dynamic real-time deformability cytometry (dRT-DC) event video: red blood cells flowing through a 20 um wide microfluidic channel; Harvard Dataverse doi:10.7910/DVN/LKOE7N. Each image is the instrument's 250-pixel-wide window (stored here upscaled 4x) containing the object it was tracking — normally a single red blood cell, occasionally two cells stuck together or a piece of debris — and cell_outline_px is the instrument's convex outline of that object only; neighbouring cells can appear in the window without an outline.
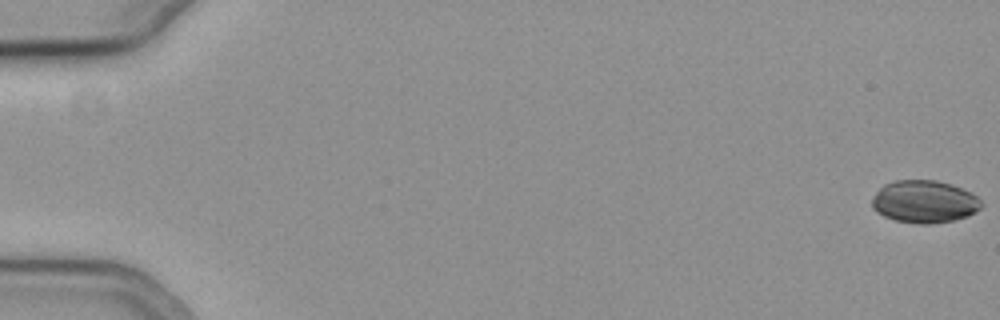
{"species": "common noctule bat (a hibernating species)", "species_latin": "Nyctalus noctula", "temperature_condition": "cold", "stored_images_in_passage": 57, "camera_frame_rate_fps": 3000, "um_per_image_px": 0.085, "animal": {"sex": "female", "body_mass_g": 19.3, "forearm_length_mm": 54.1}, "frame": {"image": 1, "passage_image": 1, "time_ms": 0.0, "image_size_px": [1000, 320], "cell_outline_px": [[984, 204], [976, 212], [968, 216], [952, 220], [928, 224], [920, 224], [896, 220], [884, 216], [876, 212], [872, 208], [872, 196], [884, 184], [896, 180], [936, 180], [952, 184], [972, 192]], "centroid_in_image_um": [78.58, 17.13], "position_along_channel_um": 6.4, "area_um2": 27.22}}
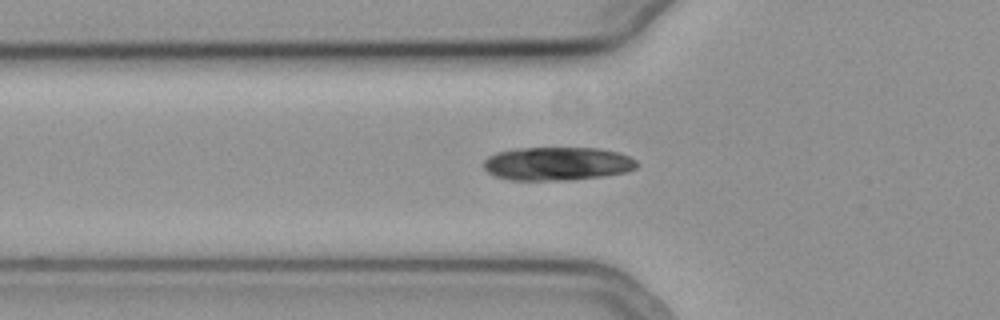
{"frame": {"image": 2, "passage_image": 21, "time_ms": 6.667, "image_size_px": [1000, 320], "cell_outline_px": [[636, 168], [628, 172], [604, 176], [568, 180], [512, 180], [496, 176], [488, 172], [484, 168], [484, 160], [488, 156], [496, 152], [516, 148], [596, 148], [620, 152], [636, 160]], "centroid_in_image_um": [47.37, 13.91], "position_along_channel_um": 78.4, "area_um2": 29.94}}
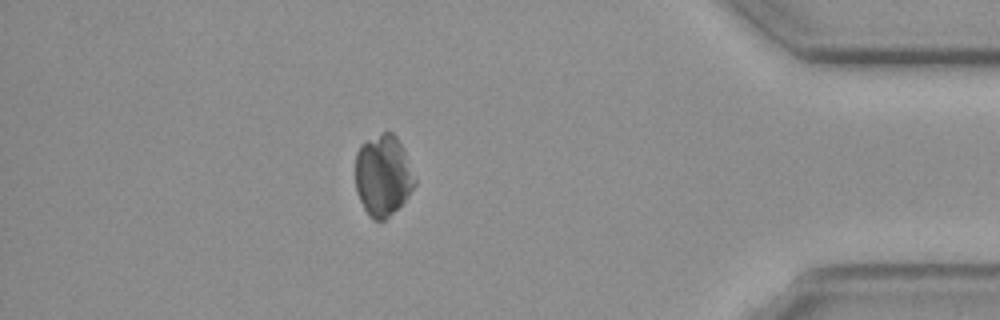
{"frame": {"image": 3, "passage_image": 50, "time_ms": 16.333, "image_size_px": [1000, 320], "cell_outline_px": [[416, 184], [408, 196], [384, 220], [372, 220], [368, 216], [356, 192], [356, 152], [360, 144], [380, 132], [392, 132], [396, 136], [404, 152], [416, 180]], "centroid_in_image_um": [32.53, 14.9], "position_along_channel_um": 402.7, "area_um2": 27.86}}